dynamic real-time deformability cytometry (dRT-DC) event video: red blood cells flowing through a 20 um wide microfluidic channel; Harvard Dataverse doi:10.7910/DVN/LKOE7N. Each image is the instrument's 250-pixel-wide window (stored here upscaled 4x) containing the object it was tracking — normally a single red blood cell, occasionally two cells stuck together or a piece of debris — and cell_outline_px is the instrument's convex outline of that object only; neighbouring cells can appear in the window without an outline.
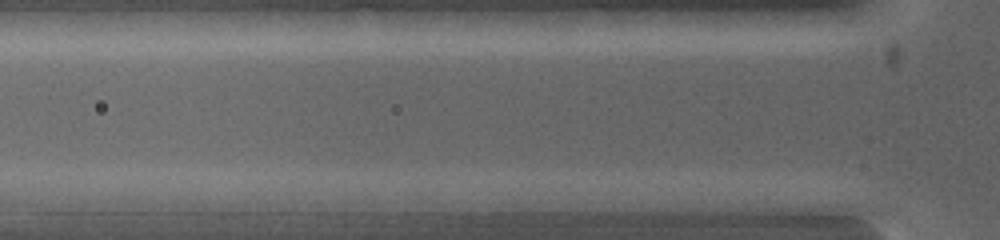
{"species": "common noctule bat (a hibernating species)", "species_latin": "Nyctalus noctula", "temperature_condition": "warm", "stored_images_in_passage": 3, "camera_frame_rate_fps": 5000, "um_per_image_px": 0.085, "animal": {"sex": "female", "body_mass_g": 19.0, "forearm_length_mm": 53.3}, "frame": {"image": 1, "passage_image": 2, "time_ms": 0.4, "image_size_px": [1000, 240], "cell_outline_px": [[576, 200], [568, 212], [496, 212], [492, 200], [500, 192], [568, 192]], "centroid_in_image_um": [45.34, 17.17], "position_along_channel_um": 80.5, "area_um2": 11.16}}